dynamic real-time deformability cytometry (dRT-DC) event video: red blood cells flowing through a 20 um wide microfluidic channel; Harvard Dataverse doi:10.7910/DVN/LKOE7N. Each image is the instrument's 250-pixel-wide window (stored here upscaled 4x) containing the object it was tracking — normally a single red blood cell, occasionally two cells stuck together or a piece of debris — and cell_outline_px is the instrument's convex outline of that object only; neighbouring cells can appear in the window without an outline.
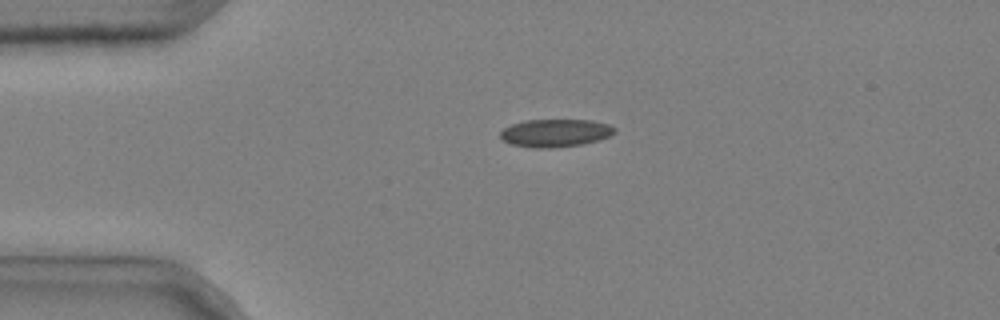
{"species": "common noctule bat (a hibernating species)", "species_latin": "Nyctalus noctula", "temperature_condition": "cold", "stored_images_in_passage": 3, "camera_frame_rate_fps": 3000, "um_per_image_px": 0.085, "animal": {"sex": "male", "body_mass_g": 20.4}, "frame": {"image": 1, "passage_image": 1, "time_ms": 0.0, "image_size_px": [1000, 320], "cell_outline_px": [[616, 132], [608, 136], [596, 140], [580, 144], [552, 148], [532, 148], [512, 144], [504, 140], [500, 136], [500, 132], [504, 128], [512, 124], [524, 120], [592, 120], [608, 124], [616, 128]], "centroid_in_image_um": [47.19, 11.29], "position_along_channel_um": 37.8, "area_um2": 18.38}}